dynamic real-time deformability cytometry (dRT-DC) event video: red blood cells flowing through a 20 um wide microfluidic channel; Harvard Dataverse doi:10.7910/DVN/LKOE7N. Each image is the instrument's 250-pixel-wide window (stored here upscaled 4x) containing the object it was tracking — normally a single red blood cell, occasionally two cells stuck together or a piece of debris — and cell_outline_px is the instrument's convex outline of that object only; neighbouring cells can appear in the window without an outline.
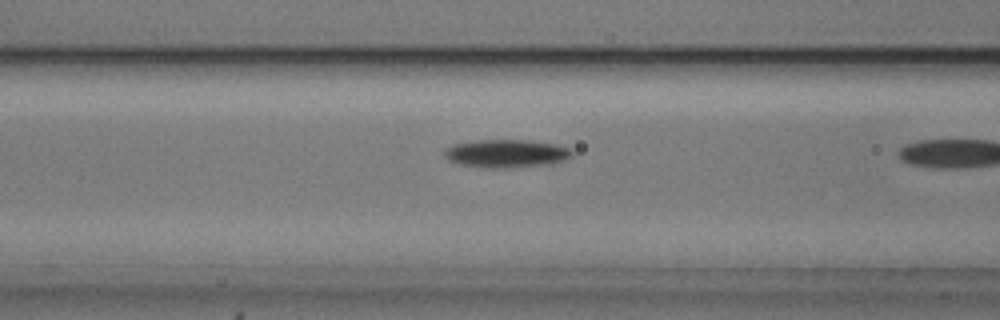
{"species": "common noctule bat (a hibernating species)", "species_latin": "Nyctalus noctula", "temperature_condition": "cold", "stored_images_in_passage": 11, "camera_frame_rate_fps": 3000, "um_per_image_px": 0.085, "animal": {"sex": "male", "body_mass_g": 20.5, "forearm_length_mm": 52.5}, "frame": {"image": 1, "passage_image": 10, "time_ms": 3.0, "image_size_px": [1000, 320], "cell_outline_px": [[572, 156], [564, 160], [552, 164], [512, 168], [480, 168], [460, 164], [448, 160], [444, 156], [444, 148], [452, 144], [476, 140], [528, 140], [556, 144], [568, 148], [572, 152]], "centroid_in_image_um": [43.0, 13.06], "position_along_channel_um": 123.6, "area_um2": 21.21}}